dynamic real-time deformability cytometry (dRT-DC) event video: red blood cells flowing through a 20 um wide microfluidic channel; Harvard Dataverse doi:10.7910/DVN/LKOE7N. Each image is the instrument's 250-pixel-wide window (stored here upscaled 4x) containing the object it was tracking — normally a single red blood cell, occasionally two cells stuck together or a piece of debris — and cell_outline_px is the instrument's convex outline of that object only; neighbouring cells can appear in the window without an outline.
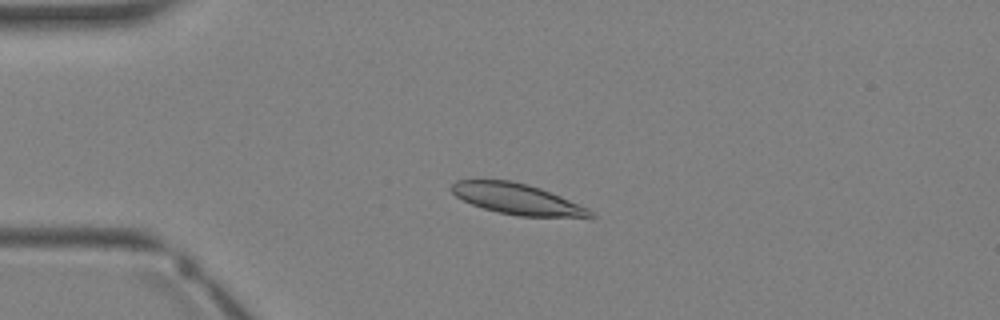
{"species": "Egyptian fruit bat (a non-hibernating species)", "species_latin": "Rousettus aegyptiacus", "temperature_condition": "warm", "stored_images_in_passage": 3, "camera_frame_rate_fps": 3000, "um_per_image_px": 0.085, "animal": {"sex": "female"}, "frame": {"image": 1, "passage_image": 3, "time_ms": 2.333, "image_size_px": [1000, 320], "cell_outline_px": [[596, 216], [520, 216], [500, 212], [484, 208], [472, 204], [456, 196], [448, 188], [456, 180], [512, 180], [528, 184], [540, 188], [560, 196], [588, 208]], "centroid_in_image_um": [43.89, 16.89], "position_along_channel_um": 41.1, "area_um2": 24.39}}